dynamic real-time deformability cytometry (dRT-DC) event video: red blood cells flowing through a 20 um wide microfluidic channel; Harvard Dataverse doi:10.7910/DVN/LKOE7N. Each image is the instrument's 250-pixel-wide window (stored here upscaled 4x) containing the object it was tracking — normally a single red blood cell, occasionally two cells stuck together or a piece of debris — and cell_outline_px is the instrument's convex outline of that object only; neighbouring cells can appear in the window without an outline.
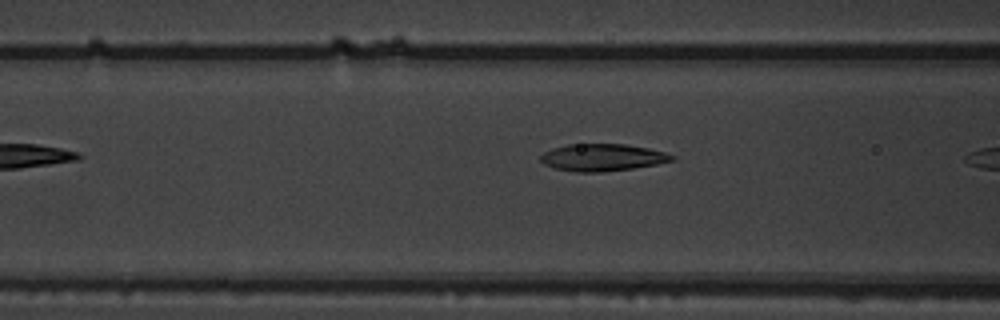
{"species": "common noctule bat (a hibernating species)", "species_latin": "Nyctalus noctula", "temperature_condition": "warm", "stored_images_in_passage": 6, "camera_frame_rate_fps": 3000, "um_per_image_px": 0.085, "animal": {"sex": "male", "body_mass_g": 19.5, "forearm_length_mm": 54.6}, "frame": {"image": 1, "passage_image": 6, "time_ms": 6.667, "image_size_px": [1000, 320], "cell_outline_px": [[676, 160], [656, 164], [632, 168], [600, 172], [576, 172], [556, 168], [544, 164], [540, 160], [540, 156], [544, 152], [552, 148], [568, 144], [624, 144], [648, 148], [664, 152], [676, 156]], "centroid_in_image_um": [51.21, 13.38], "position_along_channel_um": 115.4, "area_um2": 20.69}}